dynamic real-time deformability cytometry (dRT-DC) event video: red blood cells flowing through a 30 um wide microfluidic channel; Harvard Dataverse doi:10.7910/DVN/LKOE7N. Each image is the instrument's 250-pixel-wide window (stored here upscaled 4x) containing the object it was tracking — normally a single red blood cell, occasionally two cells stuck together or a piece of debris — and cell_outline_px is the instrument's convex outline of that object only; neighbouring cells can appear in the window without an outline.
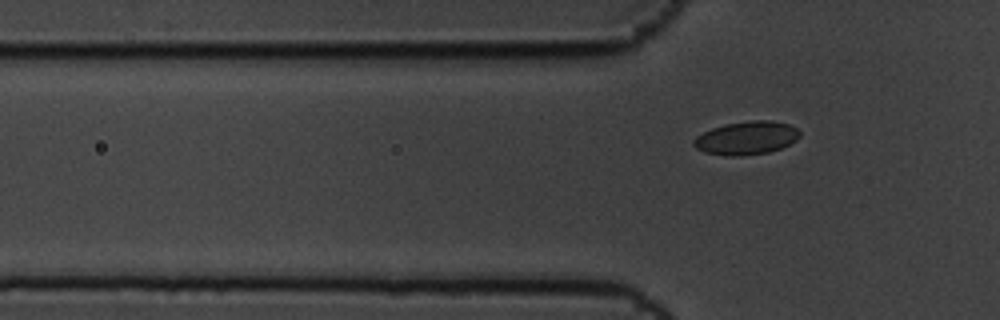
{"species": "common noctule bat (a hibernating species)", "species_latin": "Nyctalus noctula", "temperature_condition": "cold", "stored_images_in_passage": 4, "segment_of_instrument_passage": [2, 2], "camera_frame_rate_fps": 3000, "um_per_image_px": 0.085, "animal": {"sex": "male", "body_mass_g": 19.5, "forearm_length_mm": 54.6}, "frame": {"image": 1, "passage_image": 4, "time_ms": 1.0, "image_size_px": [1000, 320], "cell_outline_px": [[800, 136], [796, 140], [780, 148], [768, 152], [740, 156], [732, 156], [704, 152], [696, 148], [692, 144], [692, 140], [696, 136], [712, 128], [724, 124], [752, 120], [768, 120], [788, 124], [796, 128], [800, 132]], "centroid_in_image_um": [63.42, 11.72], "position_along_channel_um": 62.4, "area_um2": 20.46}}